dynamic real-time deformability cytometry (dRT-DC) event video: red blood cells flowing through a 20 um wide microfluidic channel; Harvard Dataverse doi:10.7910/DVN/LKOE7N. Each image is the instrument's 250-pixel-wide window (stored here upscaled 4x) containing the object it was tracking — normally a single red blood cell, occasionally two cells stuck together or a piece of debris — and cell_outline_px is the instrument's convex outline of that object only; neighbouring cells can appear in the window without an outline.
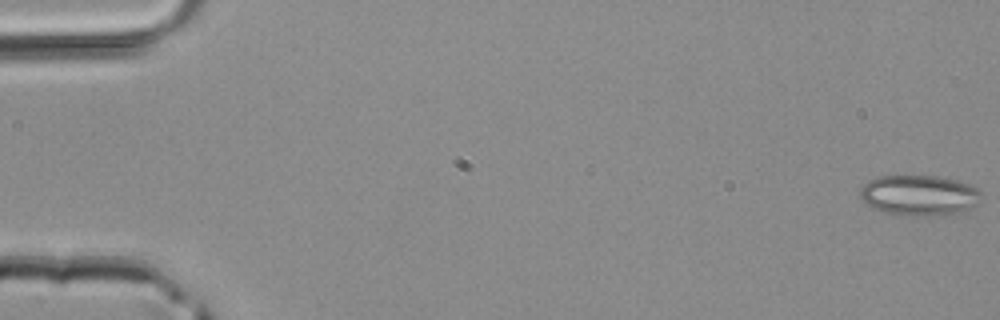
{"species": "common noctule bat (a hibernating species)", "species_latin": "Nyctalus noctula", "temperature_condition": "room temperature", "stored_images_in_passage": 4, "camera_frame_rate_fps": 3000, "um_per_image_px": 0.085, "animal": {"sex": "male", "body_mass_g": 20.4}, "frame": {"image": 1, "passage_image": 1, "time_ms": 0.0, "image_size_px": [1000, 320], "cell_outline_px": [[980, 204], [968, 212], [956, 216], [896, 216], [880, 212], [872, 208], [860, 196], [860, 188], [868, 180], [876, 176], [936, 176], [956, 180], [980, 188]], "centroid_in_image_um": [78.2, 16.65], "position_along_channel_um": 6.8, "area_um2": 29.77}}